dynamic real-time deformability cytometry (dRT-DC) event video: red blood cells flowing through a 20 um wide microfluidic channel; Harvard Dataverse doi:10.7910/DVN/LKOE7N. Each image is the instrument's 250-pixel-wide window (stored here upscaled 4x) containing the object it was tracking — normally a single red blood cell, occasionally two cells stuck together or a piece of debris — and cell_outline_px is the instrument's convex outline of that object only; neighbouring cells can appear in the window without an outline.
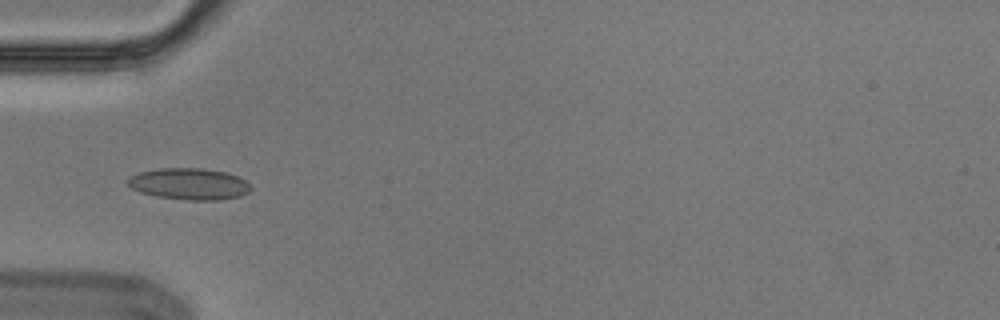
{"species": "Egyptian fruit bat (a non-hibernating species)", "species_latin": "Rousettus aegyptiacus", "temperature_condition": "cold", "stored_images_in_passage": 6, "camera_frame_rate_fps": 3000, "um_per_image_px": 0.085, "animal": {"sex": "male"}, "frame": {"image": 1, "passage_image": 5, "time_ms": 1.333, "image_size_px": [1000, 320], "cell_outline_px": [[252, 188], [248, 192], [240, 196], [220, 200], [184, 200], [156, 196], [140, 192], [132, 188], [128, 184], [128, 180], [132, 176], [140, 172], [160, 168], [204, 168], [224, 172], [236, 176], [244, 180]], "centroid_in_image_um": [16.09, 15.64], "position_along_channel_um": 68.9, "area_um2": 22.43}}